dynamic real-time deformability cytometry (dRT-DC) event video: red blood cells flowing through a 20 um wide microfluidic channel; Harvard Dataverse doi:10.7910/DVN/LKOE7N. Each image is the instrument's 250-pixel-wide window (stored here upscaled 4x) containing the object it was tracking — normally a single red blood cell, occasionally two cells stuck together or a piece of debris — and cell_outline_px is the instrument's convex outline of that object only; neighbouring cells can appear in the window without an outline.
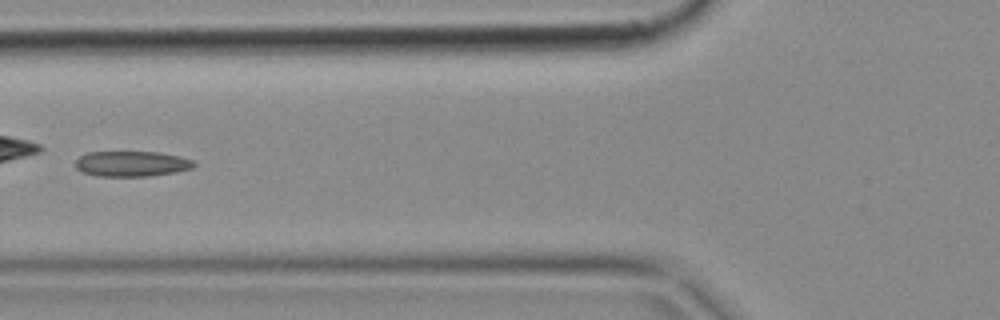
{"species": "common noctule bat (a hibernating species)", "species_latin": "Nyctalus noctula", "temperature_condition": "cold", "stored_images_in_passage": 6, "camera_frame_rate_fps": 3000, "um_per_image_px": 0.085, "animal": {"sex": "female", "body_mass_g": 18.4}, "frame": {"image": 1, "passage_image": 5, "time_ms": 1.333, "image_size_px": [1000, 320], "cell_outline_px": [[196, 164], [192, 168], [176, 172], [148, 176], [96, 176], [84, 172], [76, 168], [76, 160], [80, 156], [88, 152], [156, 152], [180, 156], [192, 160]], "centroid_in_image_um": [11.2, 13.92], "position_along_channel_um": 114.6, "area_um2": 17.46}}
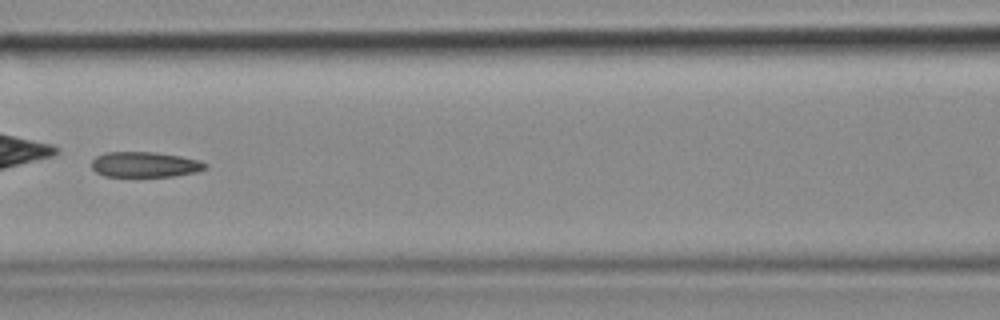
{"frame": {"image": 2, "passage_image": 6, "time_ms": 1.667, "image_size_px": [1000, 320], "cell_outline_px": [[208, 168], [196, 172], [172, 176], [104, 176], [96, 172], [92, 168], [92, 160], [96, 156], [104, 152], [152, 152], [180, 156], [200, 160], [208, 164]], "centroid_in_image_um": [12.32, 13.98], "position_along_channel_um": 154.3, "area_um2": 16.82}}